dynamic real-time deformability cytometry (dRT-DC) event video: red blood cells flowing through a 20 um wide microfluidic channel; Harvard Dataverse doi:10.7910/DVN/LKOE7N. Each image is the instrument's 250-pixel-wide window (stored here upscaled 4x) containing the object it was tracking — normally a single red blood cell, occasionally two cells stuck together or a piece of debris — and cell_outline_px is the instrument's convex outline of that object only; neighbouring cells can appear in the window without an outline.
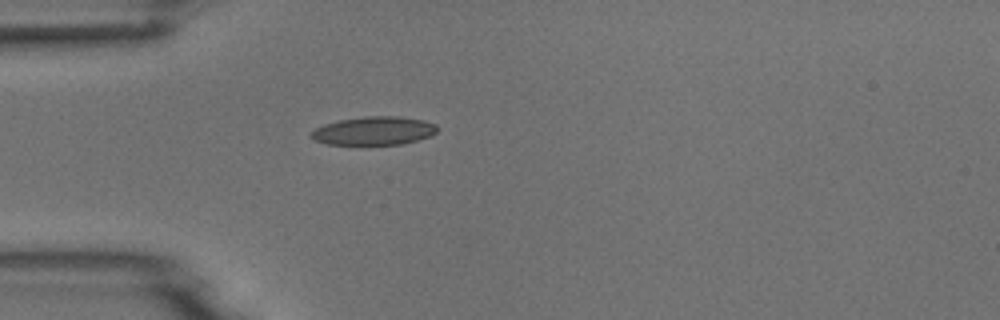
{"species": "common noctule bat (a hibernating species)", "species_latin": "Nyctalus noctula", "temperature_condition": "room temperature", "stored_images_in_passage": 1, "camera_frame_rate_fps": 3000, "um_per_image_px": 0.085, "animal": {"sex": "male", "body_mass_g": 18.8}, "frame": {"image": 1, "passage_image": 1, "time_ms": 0.0, "image_size_px": [1000, 320], "cell_outline_px": [[440, 128], [432, 136], [400, 144], [328, 144], [316, 140], [308, 136], [308, 132], [324, 124], [340, 120], [364, 116], [400, 116], [424, 120], [436, 124]], "centroid_in_image_um": [31.8, 11.1], "position_along_channel_um": 53.2, "area_um2": 20.98}}